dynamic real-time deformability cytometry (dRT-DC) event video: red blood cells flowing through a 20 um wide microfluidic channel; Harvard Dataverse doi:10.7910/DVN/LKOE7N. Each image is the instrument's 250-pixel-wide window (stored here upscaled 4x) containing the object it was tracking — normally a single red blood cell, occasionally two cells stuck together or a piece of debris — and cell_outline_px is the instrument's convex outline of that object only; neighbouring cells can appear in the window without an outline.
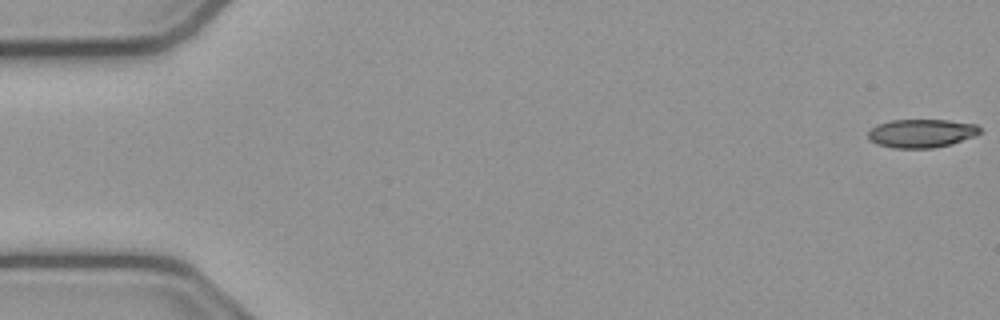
{"species": "common noctule bat (a hibernating species)", "species_latin": "Nyctalus noctula", "temperature_condition": "cold", "stored_images_in_passage": 54, "camera_frame_rate_fps": 3000, "um_per_image_px": 0.085, "animal": {"sex": "male", "body_mass_g": 23.1, "forearm_length_mm": 52.7}, "frame": {"image": 1, "passage_image": 1, "time_ms": 0.0, "image_size_px": [1000, 320], "cell_outline_px": [[980, 132], [976, 136], [952, 144], [932, 148], [892, 148], [876, 144], [868, 140], [868, 132], [876, 124], [892, 120], [948, 120], [976, 124], [980, 128]], "centroid_in_image_um": [78.31, 11.33], "position_along_channel_um": 6.7, "area_um2": 18.73}}
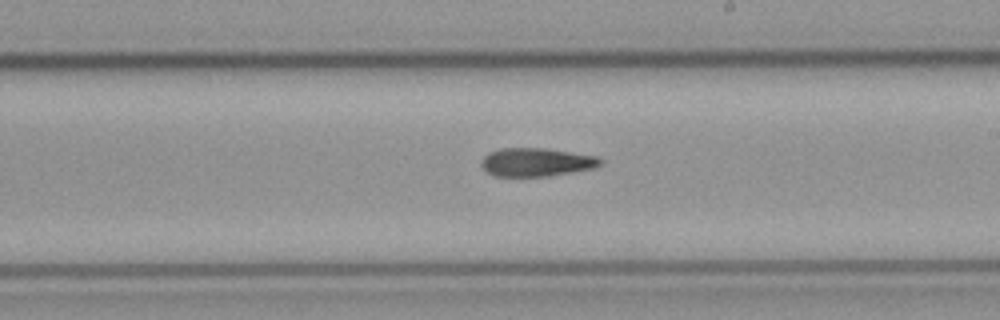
{"frame": {"image": 2, "passage_image": 31, "time_ms": 10.0, "image_size_px": [1000, 320], "cell_outline_px": [[604, 164], [596, 168], [548, 176], [492, 176], [480, 164], [484, 156], [488, 152], [500, 148], [544, 148], [596, 156], [604, 160]], "centroid_in_image_um": [45.62, 13.78], "position_along_channel_um": 243.4, "area_um2": 19.83}}
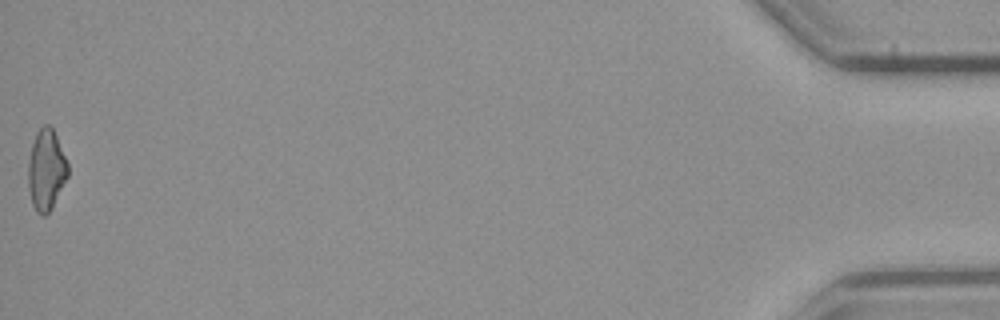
{"frame": {"image": 3, "passage_image": 54, "time_ms": 17.667, "image_size_px": [1000, 320], "cell_outline_px": [[68, 176], [52, 208], [44, 216], [40, 216], [36, 212], [32, 204], [28, 188], [28, 164], [32, 144], [36, 132], [44, 124], [48, 124], [52, 128], [56, 136], [68, 164]], "centroid_in_image_um": [3.92, 14.47], "position_along_channel_um": 431.3, "area_um2": 18.67}}